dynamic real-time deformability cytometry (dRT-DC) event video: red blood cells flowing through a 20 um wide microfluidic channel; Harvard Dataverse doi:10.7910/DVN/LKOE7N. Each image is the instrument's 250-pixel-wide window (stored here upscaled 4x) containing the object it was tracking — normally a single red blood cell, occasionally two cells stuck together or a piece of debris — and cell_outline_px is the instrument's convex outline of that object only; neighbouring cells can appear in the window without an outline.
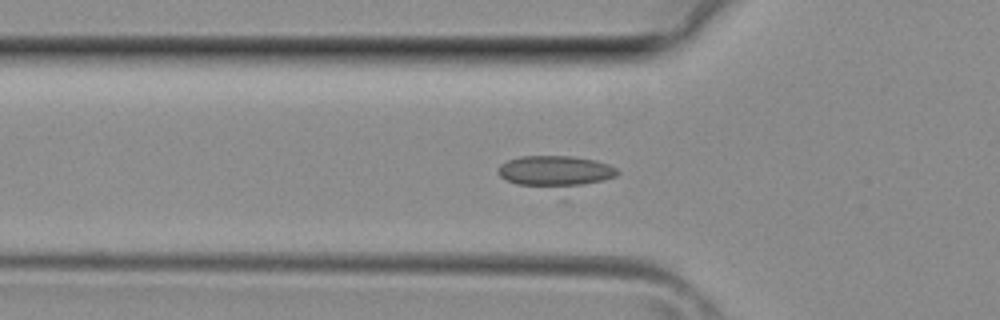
{"species": "common noctule bat (a hibernating species)", "species_latin": "Nyctalus noctula", "temperature_condition": "room temperature", "stored_images_in_passage": 20, "camera_frame_rate_fps": 3000, "um_per_image_px": 0.085, "animal": {"sex": "female", "body_mass_g": 29.2, "forearm_length_mm": 56.3}, "frame": {"image": 1, "passage_image": 9, "time_ms": 2.667, "image_size_px": [1000, 320], "cell_outline_px": [[620, 172], [616, 176], [564, 200], [560, 200], [504, 180], [500, 176], [500, 164], [508, 160], [520, 156], [572, 156], [596, 160], [608, 164], [616, 168]], "centroid_in_image_um": [47.31, 14.81], "position_along_channel_um": 78.5, "area_um2": 25.84}}
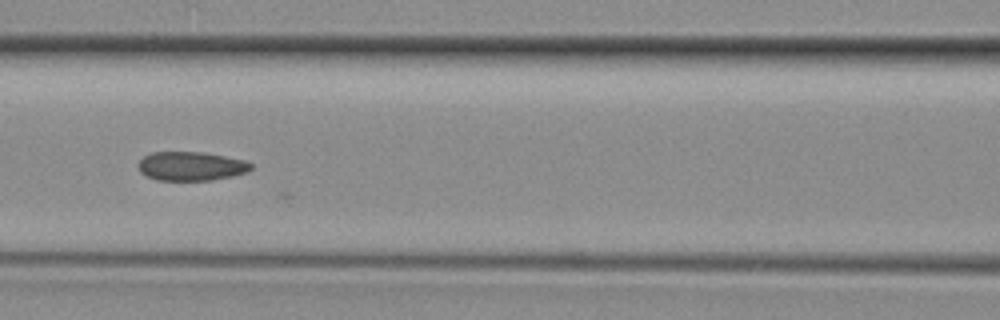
{"frame": {"image": 2, "passage_image": 13, "time_ms": 4.0, "image_size_px": [1000, 320], "cell_outline_px": [[252, 168], [248, 172], [232, 176], [212, 180], [156, 180], [140, 172], [140, 160], [144, 156], [152, 152], [204, 152], [244, 160], [252, 164]], "centroid_in_image_um": [16.27, 14.12], "position_along_channel_um": 150.3, "area_um2": 18.9}}
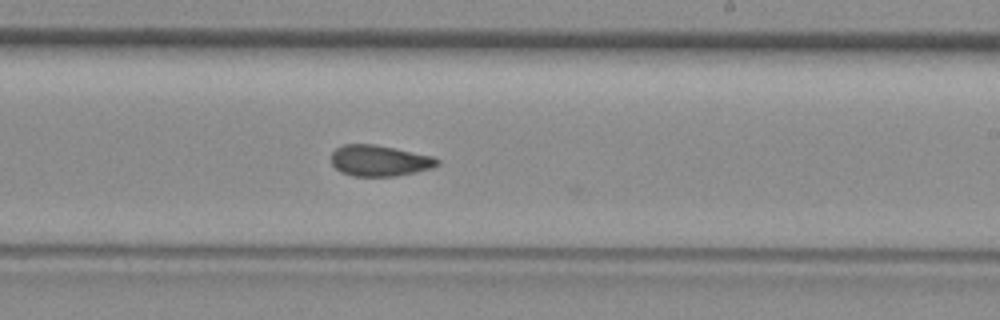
{"frame": {"image": 3, "passage_image": 19, "time_ms": 6.0, "image_size_px": [1000, 320], "cell_outline_px": [[440, 164], [432, 168], [416, 172], [396, 176], [352, 176], [340, 172], [332, 164], [332, 152], [336, 148], [344, 144], [372, 144], [432, 156], [440, 160]], "centroid_in_image_um": [32.25, 13.67], "position_along_channel_um": 256.8, "area_um2": 19.07}}